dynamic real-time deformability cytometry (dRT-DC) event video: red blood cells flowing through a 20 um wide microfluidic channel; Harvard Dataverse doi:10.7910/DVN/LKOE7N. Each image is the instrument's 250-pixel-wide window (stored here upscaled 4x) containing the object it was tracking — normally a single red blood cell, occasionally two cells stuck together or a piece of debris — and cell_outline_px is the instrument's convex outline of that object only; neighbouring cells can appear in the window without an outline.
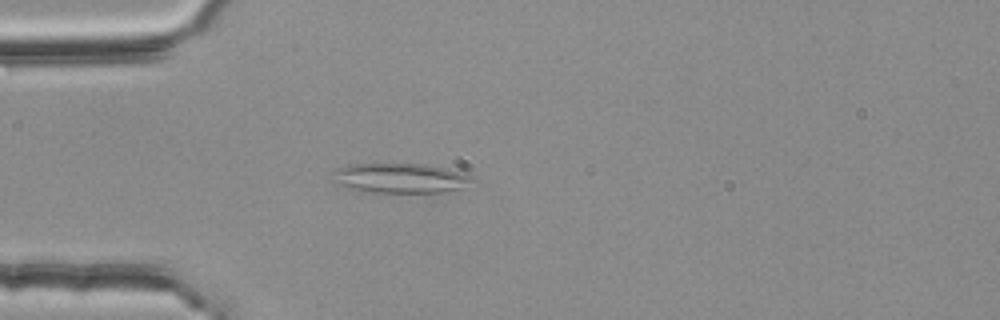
{"species": "common noctule bat (a hibernating species)", "species_latin": "Nyctalus noctula", "temperature_condition": "room temperature", "stored_images_in_passage": 3, "camera_frame_rate_fps": 3000, "um_per_image_px": 0.085, "animal": {"sex": "female", "body_mass_g": 25.1}, "frame": {"image": 1, "passage_image": 3, "time_ms": 0.667, "image_size_px": [1000, 320], "cell_outline_px": [[480, 180], [460, 188], [444, 192], [364, 192], [344, 188], [332, 184], [328, 180], [340, 168], [348, 164], [428, 164], [448, 168], [464, 172], [476, 176]], "centroid_in_image_um": [34.05, 15.15], "position_along_channel_um": 50.9, "area_um2": 25.03}}